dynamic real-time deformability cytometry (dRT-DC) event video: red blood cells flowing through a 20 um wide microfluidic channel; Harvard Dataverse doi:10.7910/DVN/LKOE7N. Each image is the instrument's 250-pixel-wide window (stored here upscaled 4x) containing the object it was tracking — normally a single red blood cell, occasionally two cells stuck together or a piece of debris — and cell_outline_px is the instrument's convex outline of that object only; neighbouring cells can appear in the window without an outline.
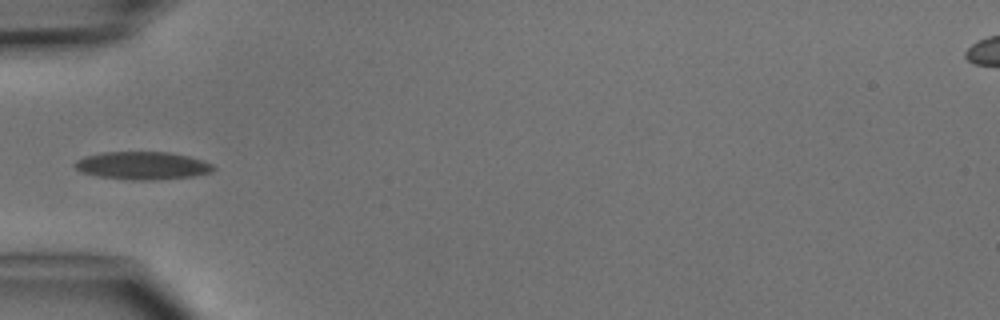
{"species": "common noctule bat (a hibernating species)", "species_latin": "Nyctalus noctula", "temperature_condition": "cold", "stored_images_in_passage": 6, "camera_frame_rate_fps": 3000, "um_per_image_px": 0.085, "animal": {"sex": "male", "body_mass_g": 15.6}, "frame": {"image": 1, "passage_image": 5, "time_ms": 4.667, "image_size_px": [1000, 320], "cell_outline_px": [[216, 168], [212, 172], [192, 176], [156, 180], [132, 180], [100, 176], [80, 172], [72, 164], [76, 160], [84, 156], [100, 152], [168, 152], [188, 156], [204, 160], [212, 164]], "centroid_in_image_um": [12.1, 14.07], "position_along_channel_um": 72.9, "area_um2": 22.6}}